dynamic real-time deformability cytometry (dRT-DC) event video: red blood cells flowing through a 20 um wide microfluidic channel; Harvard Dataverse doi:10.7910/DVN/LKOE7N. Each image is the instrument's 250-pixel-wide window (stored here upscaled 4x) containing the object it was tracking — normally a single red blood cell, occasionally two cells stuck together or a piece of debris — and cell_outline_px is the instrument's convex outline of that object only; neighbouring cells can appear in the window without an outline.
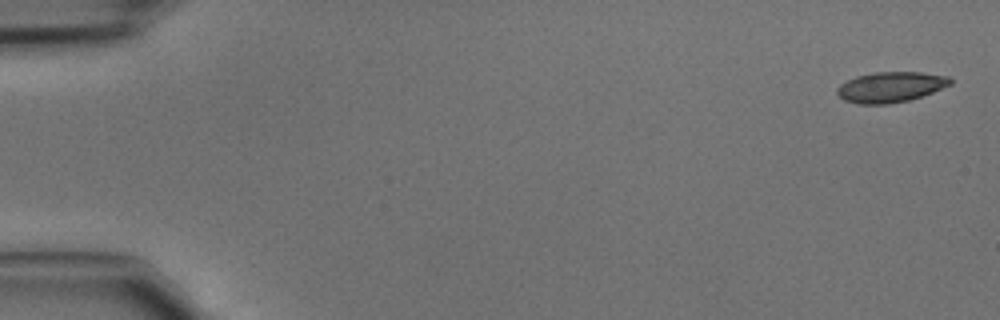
{"species": "common noctule bat (a hibernating species)", "species_latin": "Nyctalus noctula", "temperature_condition": "cold", "stored_images_in_passage": 45, "camera_frame_rate_fps": 3000, "um_per_image_px": 0.085, "animal": {"sex": "male", "body_mass_g": 15.6}, "frame": {"image": 1, "passage_image": 1, "time_ms": 0.0, "image_size_px": [1000, 320], "cell_outline_px": [[952, 84], [932, 92], [908, 100], [888, 104], [856, 104], [844, 100], [836, 92], [836, 88], [840, 84], [856, 76], [872, 72], [920, 72], [948, 76], [952, 80]], "centroid_in_image_um": [75.67, 7.39], "position_along_channel_um": 9.3, "area_um2": 20.06}}
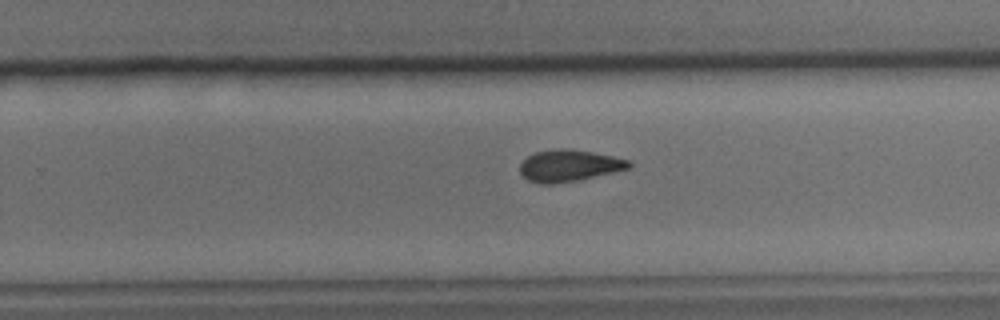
{"frame": {"image": 2, "passage_image": 29, "time_ms": 9.333, "image_size_px": [1000, 320], "cell_outline_px": [[632, 168], [580, 180], [552, 184], [540, 184], [528, 180], [520, 172], [520, 164], [528, 156], [536, 152], [560, 148], [568, 148], [592, 152], [632, 160]], "centroid_in_image_um": [48.42, 14.08], "position_along_channel_um": 281.4, "area_um2": 20.29}}
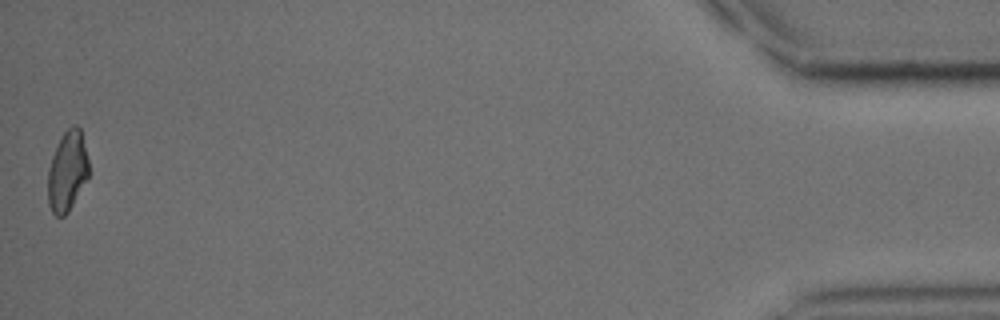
{"frame": {"image": 3, "passage_image": 45, "time_ms": 14.667, "image_size_px": [1000, 320], "cell_outline_px": [[88, 176], [68, 212], [64, 216], [56, 216], [52, 212], [48, 204], [48, 168], [52, 156], [64, 132], [72, 124], [76, 124], [80, 128], [88, 160]], "centroid_in_image_um": [5.71, 14.56], "position_along_channel_um": 429.5, "area_um2": 18.79}}